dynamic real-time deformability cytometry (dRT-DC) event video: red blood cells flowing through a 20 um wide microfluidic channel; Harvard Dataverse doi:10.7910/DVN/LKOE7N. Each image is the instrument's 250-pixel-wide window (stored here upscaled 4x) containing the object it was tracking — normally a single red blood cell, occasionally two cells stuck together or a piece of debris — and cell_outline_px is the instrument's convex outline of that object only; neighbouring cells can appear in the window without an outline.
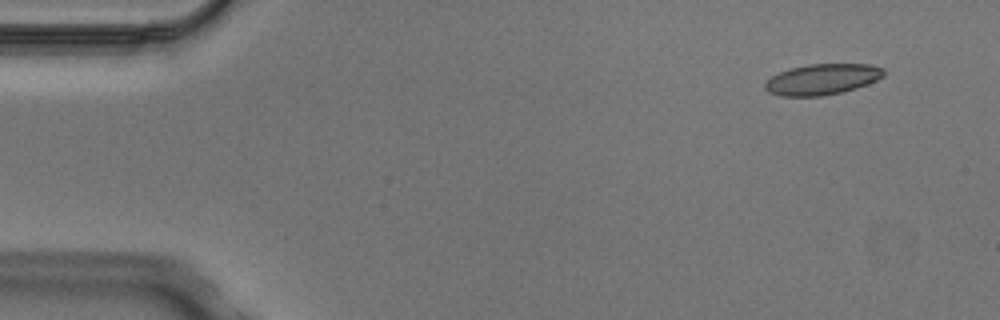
{"species": "Egyptian fruit bat (a non-hibernating species)", "species_latin": "Rousettus aegyptiacus", "temperature_condition": "cold", "stored_images_in_passage": 5, "segment_of_instrument_passage": [1, 2], "camera_frame_rate_fps": 3000, "um_per_image_px": 0.085, "animal": {"sex": "male"}, "frame": {"image": 1, "passage_image": 1, "time_ms": 0.0, "image_size_px": [1000, 320], "cell_outline_px": [[884, 76], [868, 84], [844, 92], [820, 96], [780, 96], [768, 92], [764, 88], [764, 84], [772, 76], [780, 72], [792, 68], [808, 64], [868, 64], [884, 68]], "centroid_in_image_um": [69.9, 6.75], "position_along_channel_um": 15.1, "area_um2": 21.33}}